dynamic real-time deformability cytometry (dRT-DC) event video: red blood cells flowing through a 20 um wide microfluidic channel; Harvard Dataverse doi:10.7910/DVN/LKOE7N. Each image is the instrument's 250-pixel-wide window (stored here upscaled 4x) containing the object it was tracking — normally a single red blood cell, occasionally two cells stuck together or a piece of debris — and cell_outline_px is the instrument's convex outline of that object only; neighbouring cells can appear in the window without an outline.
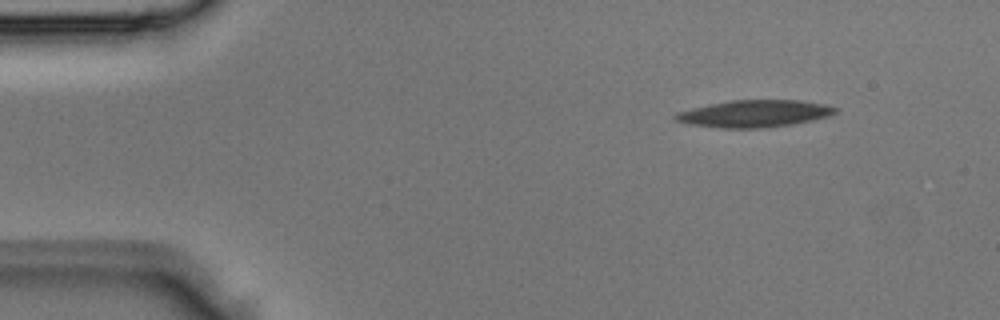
{"species": "Egyptian fruit bat (a non-hibernating species)", "species_latin": "Rousettus aegyptiacus", "temperature_condition": "room temperature", "stored_images_in_passage": 5, "segment_of_instrument_passage": [2, 2], "camera_frame_rate_fps": 3000, "um_per_image_px": 0.085, "animal": {"sex": "male"}, "frame": {"image": 1, "passage_image": 5, "time_ms": 1.333, "image_size_px": [1000, 320], "cell_outline_px": [[840, 108], [836, 112], [828, 116], [812, 120], [792, 124], [760, 128], [724, 128], [688, 124], [672, 120], [672, 116], [676, 112], [708, 104], [732, 100], [800, 100], [824, 104]], "centroid_in_image_um": [64.08, 9.65], "position_along_channel_um": 20.9, "area_um2": 25.32}}